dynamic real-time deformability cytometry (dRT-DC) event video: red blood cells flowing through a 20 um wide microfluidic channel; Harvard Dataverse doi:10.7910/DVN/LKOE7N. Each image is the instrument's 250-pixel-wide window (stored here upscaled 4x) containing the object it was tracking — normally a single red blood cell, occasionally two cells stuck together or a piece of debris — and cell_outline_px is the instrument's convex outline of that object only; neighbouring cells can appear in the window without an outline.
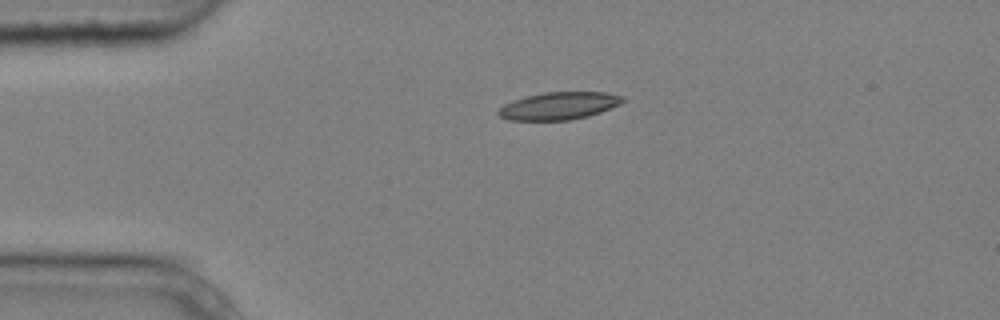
{"species": "common noctule bat (a hibernating species)", "species_latin": "Nyctalus noctula", "temperature_condition": "cold", "stored_images_in_passage": 2, "camera_frame_rate_fps": 3000, "um_per_image_px": 0.085, "animal": {"sex": "male", "body_mass_g": 20.4}, "frame": {"image": 1, "passage_image": 1, "time_ms": 0.0, "image_size_px": [1000, 320], "cell_outline_px": [[628, 100], [620, 104], [600, 112], [588, 116], [568, 120], [508, 120], [500, 116], [496, 112], [504, 104], [524, 96], [544, 92], [604, 92], [624, 96]], "centroid_in_image_um": [47.53, 8.99], "position_along_channel_um": 37.5, "area_um2": 20.0}}